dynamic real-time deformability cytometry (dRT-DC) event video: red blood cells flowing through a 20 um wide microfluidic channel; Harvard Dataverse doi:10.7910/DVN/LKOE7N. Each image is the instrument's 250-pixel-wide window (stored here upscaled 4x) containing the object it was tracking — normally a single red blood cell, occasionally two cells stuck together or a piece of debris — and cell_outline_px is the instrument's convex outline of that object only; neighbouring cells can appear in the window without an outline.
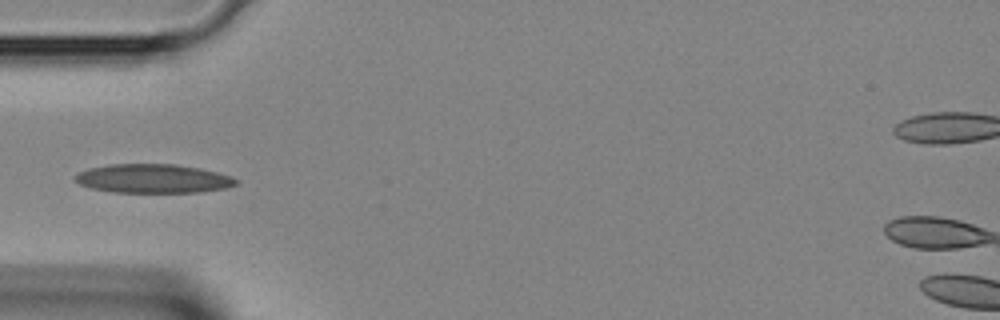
{"species": "Egyptian fruit bat (a non-hibernating species)", "species_latin": "Rousettus aegyptiacus", "temperature_condition": "room temperature", "stored_images_in_passage": 2, "camera_frame_rate_fps": 3000, "um_per_image_px": 0.085, "animal": {"sex": "female"}, "frame": {"image": 1, "passage_image": 2, "time_ms": 0.333, "image_size_px": [1000, 320], "cell_outline_px": [[240, 180], [236, 184], [224, 188], [196, 192], [112, 192], [92, 188], [80, 184], [72, 176], [88, 168], [112, 164], [176, 164], [200, 168], [232, 176]], "centroid_in_image_um": [13.01, 15.17], "position_along_channel_um": 72.0, "area_um2": 26.99}}